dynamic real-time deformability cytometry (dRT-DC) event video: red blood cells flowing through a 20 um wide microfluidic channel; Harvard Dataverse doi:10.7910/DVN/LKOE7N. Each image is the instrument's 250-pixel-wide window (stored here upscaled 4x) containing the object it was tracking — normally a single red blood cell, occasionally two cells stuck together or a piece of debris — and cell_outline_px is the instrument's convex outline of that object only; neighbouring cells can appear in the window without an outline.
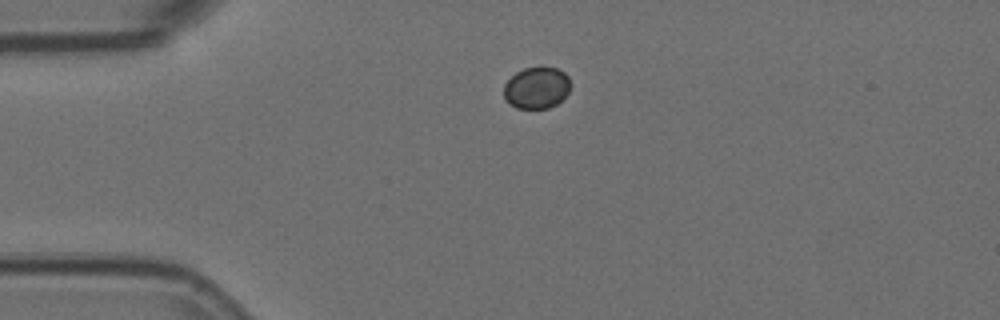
{"species": "Egyptian fruit bat (a non-hibernating species)", "species_latin": "Rousettus aegyptiacus", "temperature_condition": "room temperature", "stored_images_in_passage": 2, "camera_frame_rate_fps": 3000, "um_per_image_px": 0.085, "animal": {"sex": "female"}, "frame": {"image": 1, "passage_image": 1, "time_ms": 0.0, "image_size_px": [1000, 320], "cell_outline_px": [[572, 84], [568, 92], [556, 104], [548, 108], [516, 108], [508, 104], [504, 100], [504, 84], [516, 72], [524, 68], [556, 68], [564, 72], [568, 76]], "centroid_in_image_um": [45.6, 7.48], "position_along_channel_um": 39.4, "area_um2": 16.18}}